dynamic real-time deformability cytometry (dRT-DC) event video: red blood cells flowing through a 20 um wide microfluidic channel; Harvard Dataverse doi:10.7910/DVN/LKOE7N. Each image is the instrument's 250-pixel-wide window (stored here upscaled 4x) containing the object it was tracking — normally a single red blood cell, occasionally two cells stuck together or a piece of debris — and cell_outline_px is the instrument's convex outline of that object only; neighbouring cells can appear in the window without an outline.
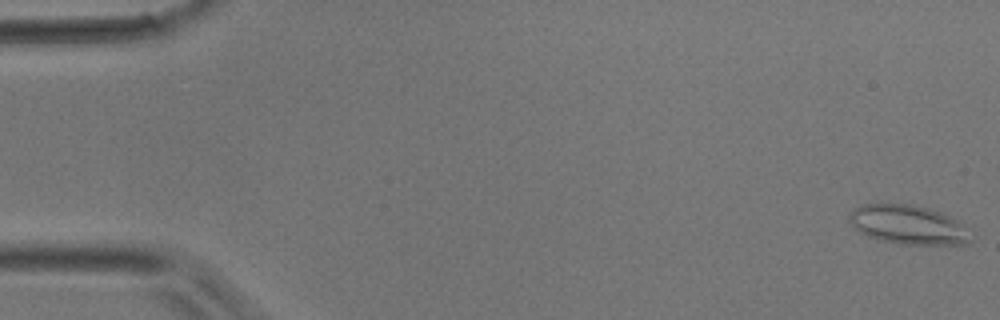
{"species": "common noctule bat (a hibernating species)", "species_latin": "Nyctalus noctula", "temperature_condition": "room temperature", "stored_images_in_passage": 5, "camera_frame_rate_fps": 3000, "um_per_image_px": 0.085, "animal": {"sex": "male", "body_mass_g": 17.9}, "frame": {"image": 1, "passage_image": 1, "time_ms": 0.0, "image_size_px": [1000, 320], "cell_outline_px": [[972, 240], [968, 244], [900, 244], [880, 240], [868, 236], [860, 232], [848, 220], [848, 216], [856, 208], [864, 204], [912, 204], [928, 208], [940, 212], [956, 220], [960, 224]], "centroid_in_image_um": [77.16, 19.1], "position_along_channel_um": 7.8, "area_um2": 27.17}}
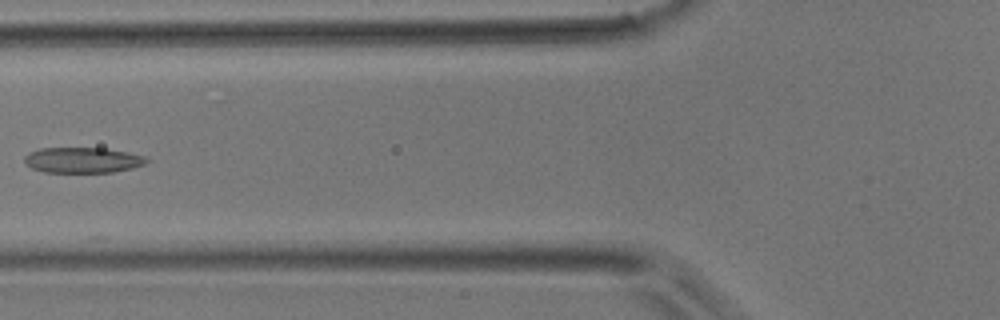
{"frame": {"image": 2, "passage_image": 5, "time_ms": 1.333, "image_size_px": [1000, 320], "cell_outline_px": [[148, 160], [144, 164], [132, 168], [112, 172], [44, 172], [32, 168], [24, 160], [24, 156], [28, 152], [40, 148], [104, 148], [128, 152], [144, 156]], "centroid_in_image_um": [7.0, 13.6], "position_along_channel_um": 118.8, "area_um2": 18.09}}